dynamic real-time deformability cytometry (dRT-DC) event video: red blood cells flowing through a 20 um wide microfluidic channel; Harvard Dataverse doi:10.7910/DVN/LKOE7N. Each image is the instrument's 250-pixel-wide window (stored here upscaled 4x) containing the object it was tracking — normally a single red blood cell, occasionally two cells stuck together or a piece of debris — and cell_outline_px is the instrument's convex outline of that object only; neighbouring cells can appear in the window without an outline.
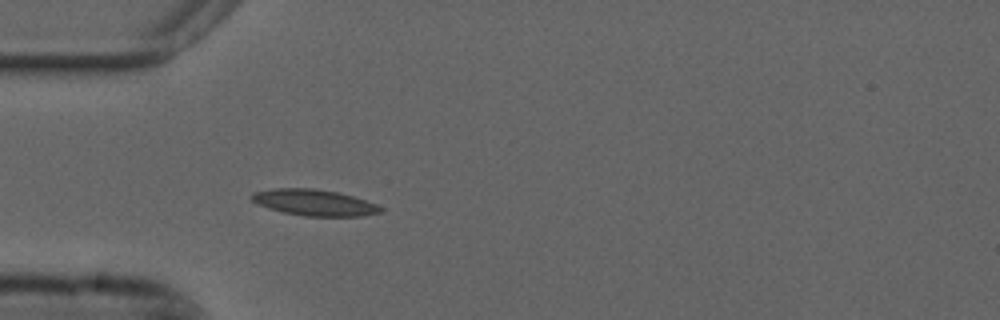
{"species": "common noctule bat (a hibernating species)", "species_latin": "Nyctalus noctula", "temperature_condition": "cold", "stored_images_in_passage": 38, "camera_frame_rate_fps": 3000, "um_per_image_px": 0.085, "animal": {"sex": "male", "forearm_length_mm": 52.5}, "frame": {"image": 1, "passage_image": 1, "time_ms": 0.0, "image_size_px": [1000, 320], "cell_outline_px": [[384, 208], [380, 212], [360, 216], [304, 216], [284, 212], [268, 208], [252, 200], [248, 196], [252, 192], [276, 188], [312, 188], [336, 192], [352, 196], [376, 204]], "centroid_in_image_um": [26.68, 17.21], "position_along_channel_um": 58.3, "area_um2": 19.48}}
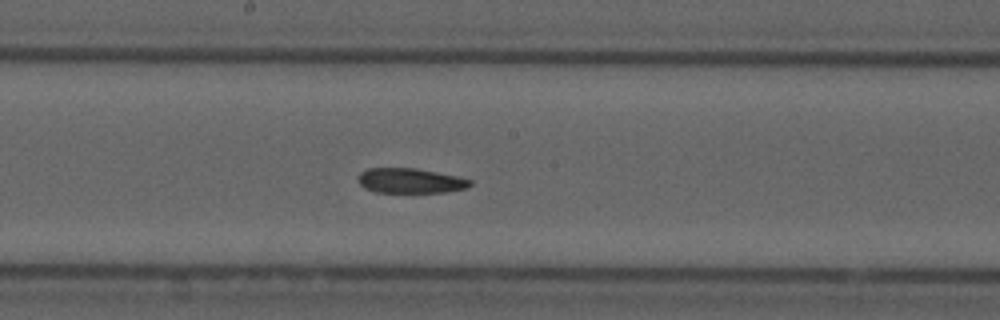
{"frame": {"image": 2, "passage_image": 14, "time_ms": 4.333, "image_size_px": [1000, 320], "cell_outline_px": [[472, 184], [468, 188], [448, 192], [376, 192], [364, 188], [360, 184], [360, 172], [368, 168], [416, 168], [456, 176], [472, 180]], "centroid_in_image_um": [34.91, 15.36], "position_along_channel_um": 213.3, "area_um2": 16.18}}
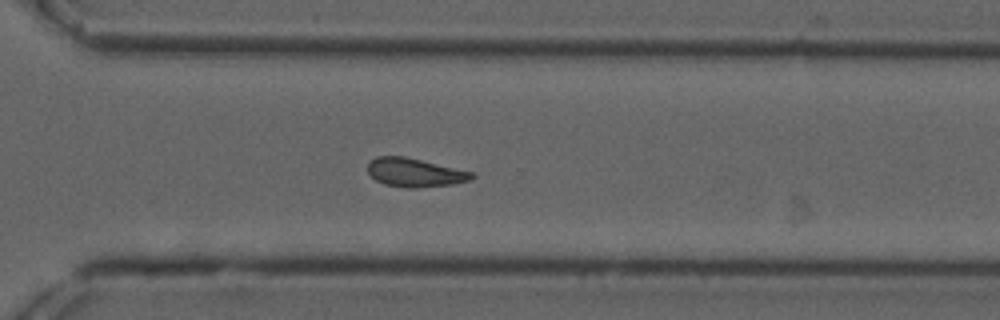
{"frame": {"image": 3, "passage_image": 24, "time_ms": 7.667, "image_size_px": [1000, 320], "cell_outline_px": [[476, 176], [472, 180], [452, 184], [416, 188], [408, 188], [384, 184], [376, 180], [368, 172], [368, 164], [376, 156], [404, 156], [472, 172]], "centroid_in_image_um": [35.26, 14.67], "position_along_channel_um": 335.3, "area_um2": 17.22}}